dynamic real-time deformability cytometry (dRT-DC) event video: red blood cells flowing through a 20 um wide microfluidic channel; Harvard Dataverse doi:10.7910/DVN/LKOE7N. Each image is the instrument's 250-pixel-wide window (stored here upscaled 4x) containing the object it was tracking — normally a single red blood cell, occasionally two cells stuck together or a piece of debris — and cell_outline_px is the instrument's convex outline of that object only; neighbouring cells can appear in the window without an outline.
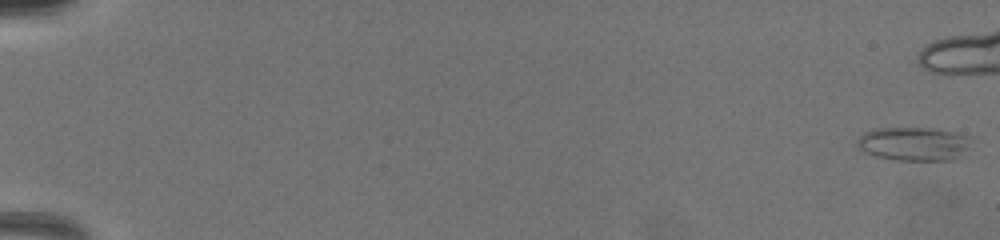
{"species": "common noctule bat (a hibernating species)", "species_latin": "Nyctalus noctula", "temperature_condition": "warm", "stored_images_in_passage": 24, "camera_frame_rate_fps": 3000, "um_per_image_px": 0.085, "animal": {"sex": "female", "body_mass_g": 19.5, "forearm_length_mm": 54.1}, "frame": {"image": 1, "passage_image": 1, "time_ms": 0.0, "image_size_px": [1000, 240], "cell_outline_px": [[984, 140], [972, 148], [948, 160], [896, 160], [876, 156], [864, 152], [856, 144], [856, 140], [864, 132], [876, 128], [936, 128], [956, 132], [972, 136]], "centroid_in_image_um": [77.83, 12.2], "position_along_channel_um": 7.2, "area_um2": 23.18}}